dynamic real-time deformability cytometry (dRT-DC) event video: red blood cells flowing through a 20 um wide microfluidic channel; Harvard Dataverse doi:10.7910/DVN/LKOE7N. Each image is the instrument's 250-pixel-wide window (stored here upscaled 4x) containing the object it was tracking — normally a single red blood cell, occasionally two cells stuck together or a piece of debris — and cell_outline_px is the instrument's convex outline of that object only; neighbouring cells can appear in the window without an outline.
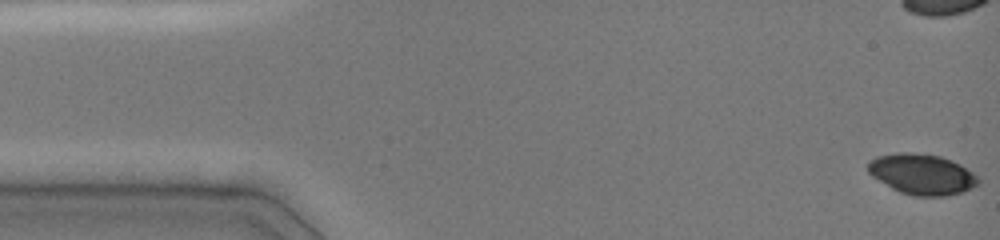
{"species": "common noctule bat (a hibernating species)", "species_latin": "Nyctalus noctula", "temperature_condition": "cold", "stored_images_in_passage": 30, "camera_frame_rate_fps": 3000, "um_per_image_px": 0.085, "animal": {"sex": "female", "body_mass_g": 19.0, "forearm_length_mm": 51.5}, "frame": {"image": 1, "passage_image": 1, "time_ms": 0.0, "image_size_px": [1000, 240], "cell_outline_px": [[980, 184], [964, 192], [944, 196], [912, 196], [900, 192], [892, 188], [872, 176], [868, 172], [868, 160], [876, 156], [896, 152], [912, 152], [940, 156], [952, 160], [960, 164], [972, 172], [980, 180]], "centroid_in_image_um": [78.37, 14.8], "position_along_channel_um": 6.6, "area_um2": 26.3}}